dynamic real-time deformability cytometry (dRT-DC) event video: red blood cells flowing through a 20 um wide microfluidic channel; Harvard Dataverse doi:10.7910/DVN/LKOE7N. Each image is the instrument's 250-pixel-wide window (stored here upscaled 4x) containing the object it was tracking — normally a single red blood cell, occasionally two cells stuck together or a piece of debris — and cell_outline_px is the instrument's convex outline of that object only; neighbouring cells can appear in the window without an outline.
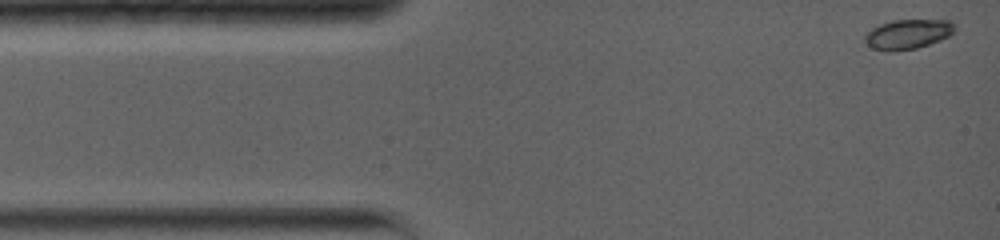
{"species": "common noctule bat (a hibernating species)", "species_latin": "Nyctalus noctula", "temperature_condition": "warm", "stored_images_in_passage": 44, "camera_frame_rate_fps": 5000, "um_per_image_px": 0.085, "animal": {"sex": "female", "body_mass_g": 19.0, "forearm_length_mm": 56.7}, "frame": {"image": 1, "passage_image": 1, "time_ms": 0.0, "image_size_px": [1000, 240], "cell_outline_px": [[956, 28], [948, 36], [940, 40], [916, 48], [896, 52], [888, 52], [872, 48], [864, 40], [864, 36], [872, 28], [880, 24], [892, 20], [952, 20], [956, 24]], "centroid_in_image_um": [77.17, 2.9], "position_along_channel_um": 7.8, "area_um2": 15.66}}
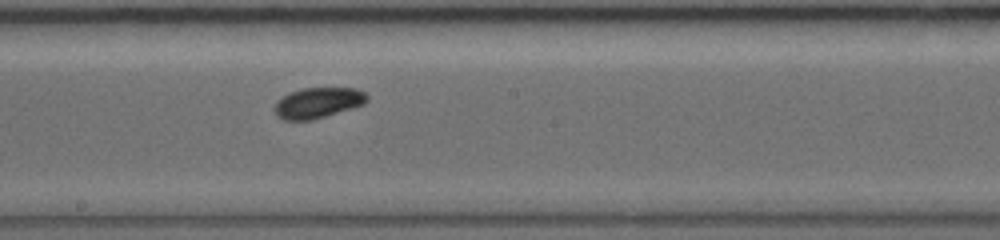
{"frame": {"image": 2, "passage_image": 26, "time_ms": 7.4, "image_size_px": [1000, 240], "cell_outline_px": [[368, 100], [364, 104], [352, 108], [312, 120], [284, 120], [276, 116], [272, 108], [276, 100], [292, 92], [304, 88], [356, 88], [364, 92], [368, 96]], "centroid_in_image_um": [26.99, 8.74], "position_along_channel_um": 221.2, "area_um2": 16.53}}
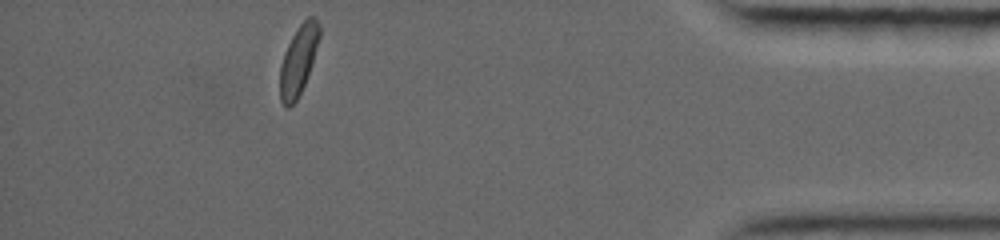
{"frame": {"image": 3, "passage_image": 44, "time_ms": 13.6, "image_size_px": [1000, 240], "cell_outline_px": [[320, 36], [304, 84], [296, 100], [288, 108], [284, 108], [280, 100], [280, 64], [284, 52], [292, 36], [300, 24], [308, 16], [316, 16], [320, 24]], "centroid_in_image_um": [25.35, 5.09], "position_along_channel_um": 409.9, "area_um2": 15.78}, "authors_computed_cell_mechanics": {"area_um2": 16.2418, "velocity_mm_per_s": 3.8821, "shape_relaxation_time_tau1_ms": 2.2234, "shape_relaxation_time_tau2_ms": 3.5235, "deformation_change_tau1": 0.0669, "deformation_change_tau2": 0.0448}}